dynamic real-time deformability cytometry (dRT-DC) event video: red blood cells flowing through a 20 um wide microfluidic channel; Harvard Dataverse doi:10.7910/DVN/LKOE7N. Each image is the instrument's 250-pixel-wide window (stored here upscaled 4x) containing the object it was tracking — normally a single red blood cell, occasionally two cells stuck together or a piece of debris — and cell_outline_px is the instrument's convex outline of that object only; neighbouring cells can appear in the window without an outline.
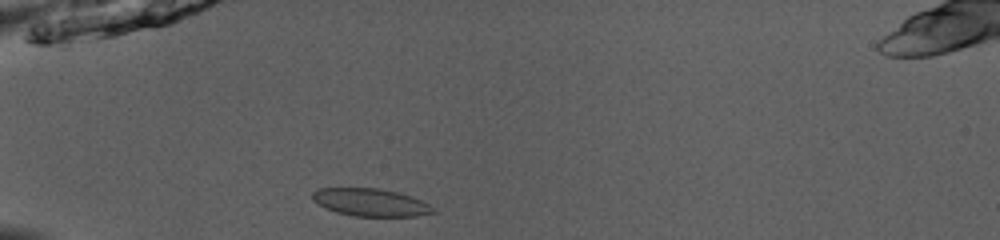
{"species": "common noctule bat (a hibernating species)", "species_latin": "Nyctalus noctula", "temperature_condition": "room temperature", "stored_images_in_passage": 36, "camera_frame_rate_fps": 3000, "um_per_image_px": 0.085, "animal": {"sex": "male", "body_mass_g": 13.0, "forearm_length_mm": 53.1}, "frame": {"image": 1, "passage_image": 1, "time_ms": 0.0, "image_size_px": [1000, 240], "cell_outline_px": [[436, 212], [416, 216], [356, 216], [336, 212], [312, 200], [312, 192], [320, 188], [376, 188], [396, 192], [412, 196], [436, 208]], "centroid_in_image_um": [31.52, 17.2], "position_along_channel_um": 53.5, "area_um2": 19.25}}
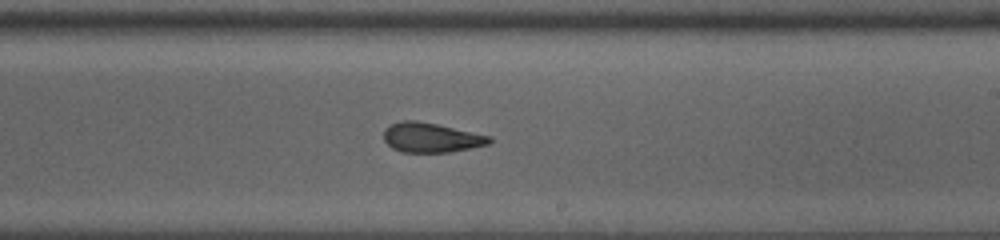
{"frame": {"image": 2, "passage_image": 17, "time_ms": 5.333, "image_size_px": [1000, 240], "cell_outline_px": [[492, 140], [488, 144], [448, 152], [400, 152], [392, 148], [384, 140], [384, 128], [400, 120], [416, 120], [436, 124], [492, 136]], "centroid_in_image_um": [36.61, 11.69], "position_along_channel_um": 252.4, "area_um2": 18.15}}
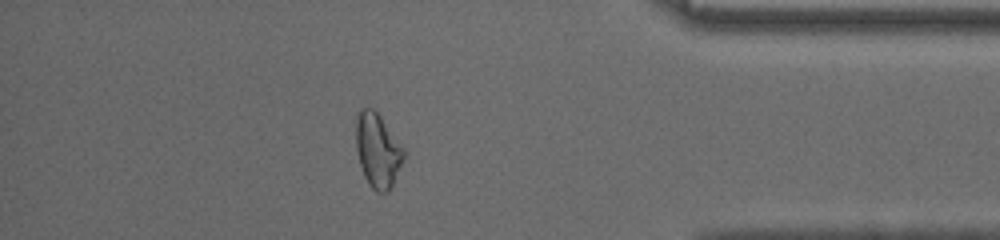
{"frame": {"image": 3, "passage_image": 30, "time_ms": 9.667, "image_size_px": [1000, 240], "cell_outline_px": [[404, 160], [388, 192], [376, 192], [368, 184], [364, 176], [360, 164], [356, 148], [356, 116], [364, 108], [372, 108], [380, 116], [404, 148]], "centroid_in_image_um": [32.1, 12.8], "position_along_channel_um": 403.1, "area_um2": 20.4}, "authors_computed_cell_mechanics": {"area_um2": 19.2474, "velocity_mm_per_s": 4.0041, "shape_relaxation_time_tau1_ms": 7.5625, "shape_relaxation_time_tau2_ms": 1.5708, "deformation_change_tau1": 0.1869, "deformation_change_tau2": 0.0809}}